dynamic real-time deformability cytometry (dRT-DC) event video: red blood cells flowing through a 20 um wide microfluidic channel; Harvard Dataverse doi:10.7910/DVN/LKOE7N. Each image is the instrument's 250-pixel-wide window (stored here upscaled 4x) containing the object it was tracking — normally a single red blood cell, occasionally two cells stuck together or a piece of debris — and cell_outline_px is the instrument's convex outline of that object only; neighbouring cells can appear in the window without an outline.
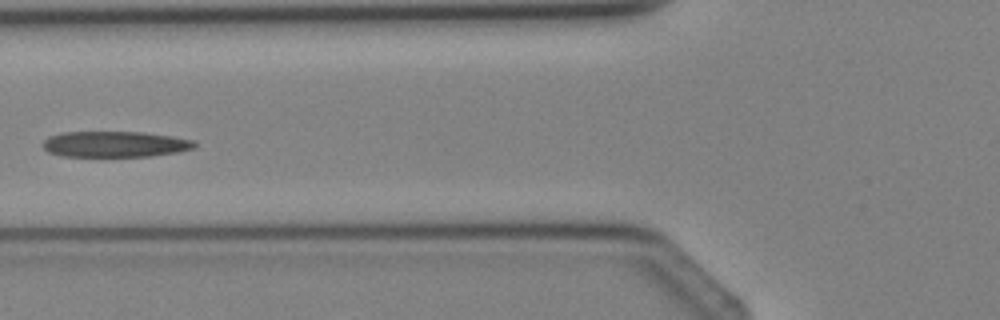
{"species": "Egyptian fruit bat (a non-hibernating species)", "species_latin": "Rousettus aegyptiacus", "temperature_condition": "cold", "stored_images_in_passage": 5, "camera_frame_rate_fps": 3000, "um_per_image_px": 0.085, "animal": {"sex": "female"}, "frame": {"image": 1, "passage_image": 5, "time_ms": 4.667, "image_size_px": [1000, 320], "cell_outline_px": [[196, 148], [180, 152], [152, 156], [64, 156], [48, 152], [44, 148], [44, 140], [48, 136], [60, 132], [140, 132], [172, 136], [196, 140]], "centroid_in_image_um": [9.82, 12.25], "position_along_channel_um": 116.0, "area_um2": 23.0}}